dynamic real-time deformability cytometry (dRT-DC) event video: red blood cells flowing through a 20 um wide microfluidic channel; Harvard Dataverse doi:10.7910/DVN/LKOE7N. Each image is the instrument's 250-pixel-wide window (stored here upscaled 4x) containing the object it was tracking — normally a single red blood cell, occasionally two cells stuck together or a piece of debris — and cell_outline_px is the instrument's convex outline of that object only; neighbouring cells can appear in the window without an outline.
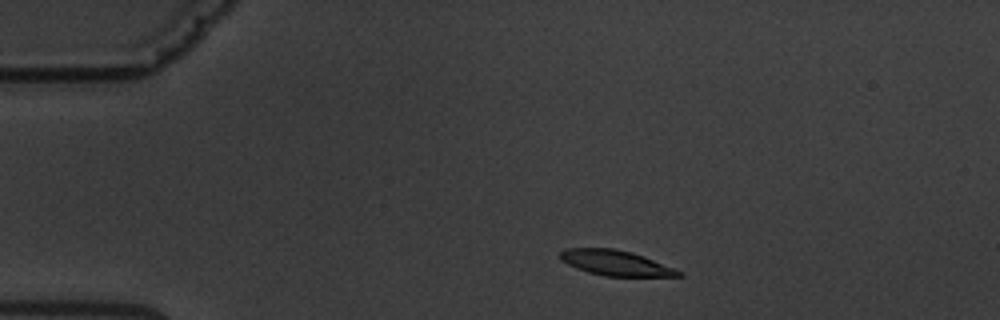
{"species": "common noctule bat (a hibernating species)", "species_latin": "Nyctalus noctula", "temperature_condition": "warm", "stored_images_in_passage": 3, "camera_frame_rate_fps": 3000, "um_per_image_px": 0.085, "animal": {"sex": "male", "body_mass_g": 19.5, "forearm_length_mm": 54.6}, "frame": {"image": 1, "passage_image": 2, "time_ms": 1.333, "image_size_px": [1000, 320], "cell_outline_px": [[684, 276], [604, 276], [588, 272], [576, 268], [560, 260], [556, 256], [564, 248], [616, 248], [632, 252], [644, 256], [684, 272]], "centroid_in_image_um": [52.29, 22.34], "position_along_channel_um": 32.7, "area_um2": 17.63}}